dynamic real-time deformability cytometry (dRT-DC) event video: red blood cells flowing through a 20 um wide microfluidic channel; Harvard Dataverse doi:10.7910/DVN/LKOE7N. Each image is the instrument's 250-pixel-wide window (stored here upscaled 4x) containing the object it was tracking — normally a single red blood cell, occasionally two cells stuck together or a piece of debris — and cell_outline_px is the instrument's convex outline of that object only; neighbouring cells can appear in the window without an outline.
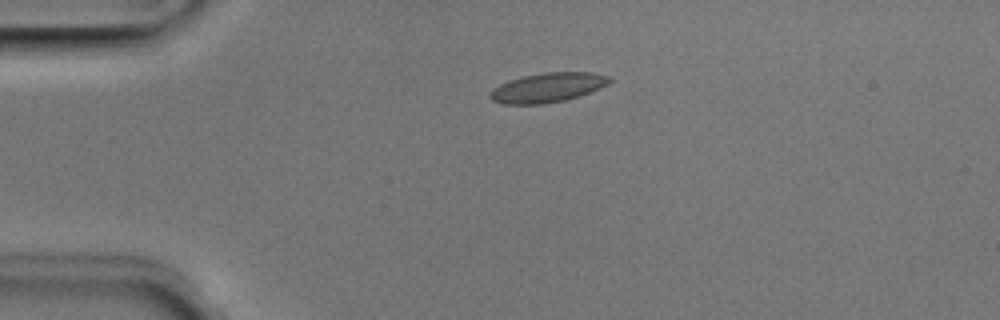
{"species": "Egyptian fruit bat (a non-hibernating species)", "species_latin": "Rousettus aegyptiacus", "temperature_condition": "room temperature", "stored_images_in_passage": 3, "camera_frame_rate_fps": 3000, "um_per_image_px": 0.085, "animal": {"sex": "male"}, "frame": {"image": 1, "passage_image": 1, "time_ms": 0.0, "image_size_px": [1000, 320], "cell_outline_px": [[612, 80], [608, 84], [600, 88], [580, 96], [564, 100], [540, 104], [504, 104], [492, 100], [488, 96], [488, 92], [500, 84], [524, 76], [544, 72], [592, 72], [612, 76]], "centroid_in_image_um": [46.58, 7.44], "position_along_channel_um": 38.4, "area_um2": 20.52}}